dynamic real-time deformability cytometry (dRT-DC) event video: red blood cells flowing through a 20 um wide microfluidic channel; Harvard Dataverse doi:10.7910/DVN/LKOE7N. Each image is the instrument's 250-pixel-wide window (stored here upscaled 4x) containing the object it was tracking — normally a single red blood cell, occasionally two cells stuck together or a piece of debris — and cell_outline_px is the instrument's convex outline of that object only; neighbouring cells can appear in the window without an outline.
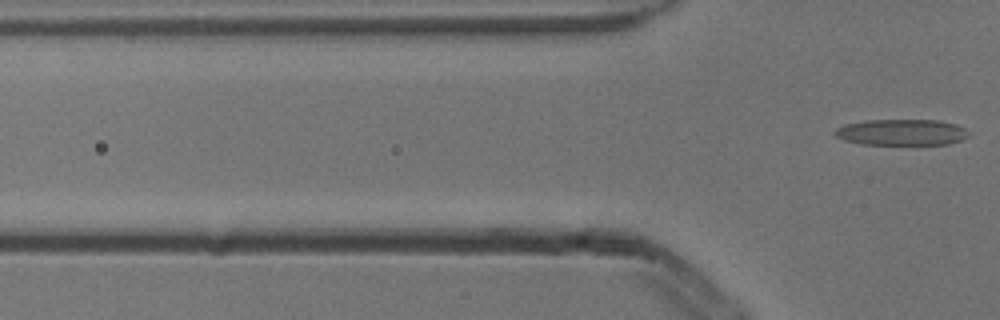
{"species": "common noctule bat (a hibernating species)", "species_latin": "Nyctalus noctula", "temperature_condition": "cold", "stored_images_in_passage": 4, "camera_frame_rate_fps": 3000, "um_per_image_px": 0.085, "animal": {"sex": "male", "body_mass_g": 13.3}, "frame": {"image": 1, "passage_image": 4, "time_ms": 1.0, "image_size_px": [1000, 320], "cell_outline_px": [[972, 132], [968, 136], [960, 140], [948, 144], [860, 144], [844, 140], [836, 136], [832, 132], [836, 128], [844, 124], [864, 120], [940, 120], [956, 124]], "centroid_in_image_um": [76.63, 11.23], "position_along_channel_um": 49.2, "area_um2": 20.52}}